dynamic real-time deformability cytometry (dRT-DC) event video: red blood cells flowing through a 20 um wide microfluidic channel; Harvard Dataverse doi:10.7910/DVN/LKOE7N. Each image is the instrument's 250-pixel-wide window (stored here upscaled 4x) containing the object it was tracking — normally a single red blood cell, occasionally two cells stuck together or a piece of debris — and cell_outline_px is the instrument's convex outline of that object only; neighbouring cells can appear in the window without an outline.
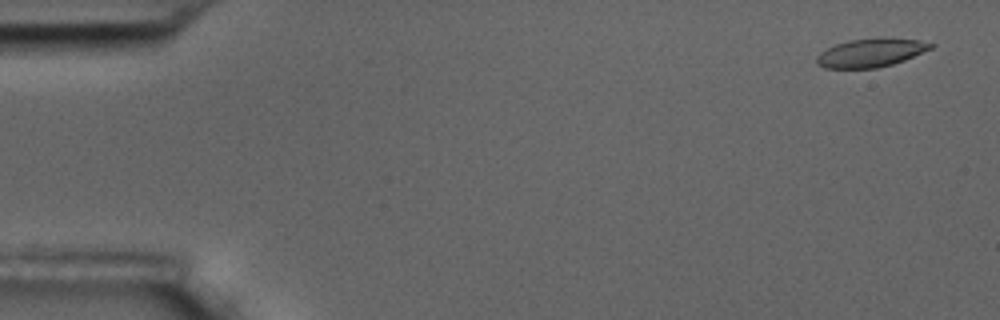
{"species": "common noctule bat (a hibernating species)", "species_latin": "Nyctalus noctula", "temperature_condition": "room temperature", "stored_images_in_passage": 5, "camera_frame_rate_fps": 3000, "um_per_image_px": 0.085, "animal": {"sex": "male", "body_mass_g": 17.5, "forearm_length_mm": 52.3}, "frame": {"image": 1, "passage_image": 1, "time_ms": 0.0, "image_size_px": [1000, 320], "cell_outline_px": [[936, 44], [932, 48], [904, 60], [892, 64], [876, 68], [824, 68], [816, 64], [816, 56], [820, 52], [836, 44], [848, 40], [920, 40]], "centroid_in_image_um": [73.96, 4.53], "position_along_channel_um": 11.0, "area_um2": 18.21}}
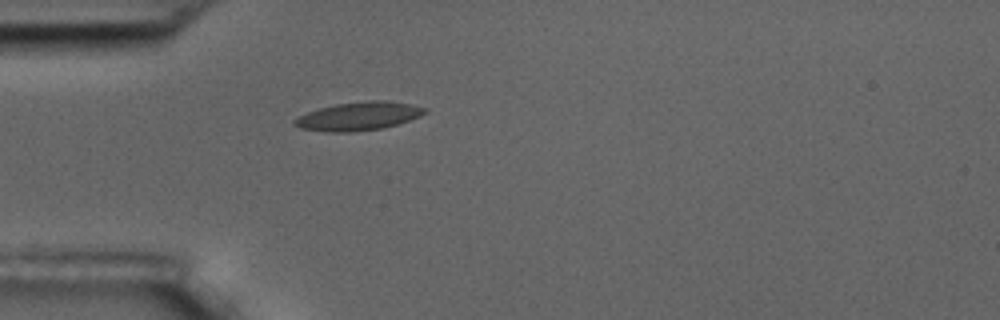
{"frame": {"image": 2, "passage_image": 5, "time_ms": 4.667, "image_size_px": [1000, 320], "cell_outline_px": [[428, 112], [420, 116], [396, 124], [380, 128], [352, 132], [328, 132], [300, 128], [292, 124], [292, 120], [316, 108], [336, 104], [368, 100], [388, 100], [412, 104], [428, 108]], "centroid_in_image_um": [30.48, 9.86], "position_along_channel_um": 54.5, "area_um2": 21.68}}